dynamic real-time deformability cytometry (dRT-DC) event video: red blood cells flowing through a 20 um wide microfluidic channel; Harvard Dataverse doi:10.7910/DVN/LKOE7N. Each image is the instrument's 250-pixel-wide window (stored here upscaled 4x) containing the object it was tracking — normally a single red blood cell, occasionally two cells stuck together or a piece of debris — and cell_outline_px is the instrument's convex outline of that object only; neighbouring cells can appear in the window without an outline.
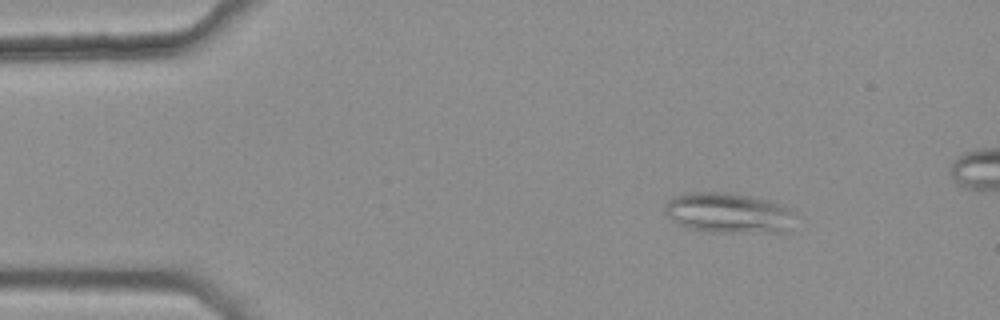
{"species": "common noctule bat (a hibernating species)", "species_latin": "Nyctalus noctula", "temperature_condition": "warm", "stored_images_in_passage": 4, "camera_frame_rate_fps": 3000, "um_per_image_px": 0.085, "animal": {"sex": "female", "body_mass_g": 25.1}, "frame": {"image": 1, "passage_image": 2, "time_ms": 0.333, "image_size_px": [1000, 320], "cell_outline_px": [[796, 212], [788, 232], [708, 232], [692, 228], [680, 224], [672, 220], [664, 212], [668, 200], [676, 196], [688, 192], [724, 192], [748, 196], [768, 200], [792, 208]], "centroid_in_image_um": [61.96, 18.1], "position_along_channel_um": 23.0, "area_um2": 30.58}}